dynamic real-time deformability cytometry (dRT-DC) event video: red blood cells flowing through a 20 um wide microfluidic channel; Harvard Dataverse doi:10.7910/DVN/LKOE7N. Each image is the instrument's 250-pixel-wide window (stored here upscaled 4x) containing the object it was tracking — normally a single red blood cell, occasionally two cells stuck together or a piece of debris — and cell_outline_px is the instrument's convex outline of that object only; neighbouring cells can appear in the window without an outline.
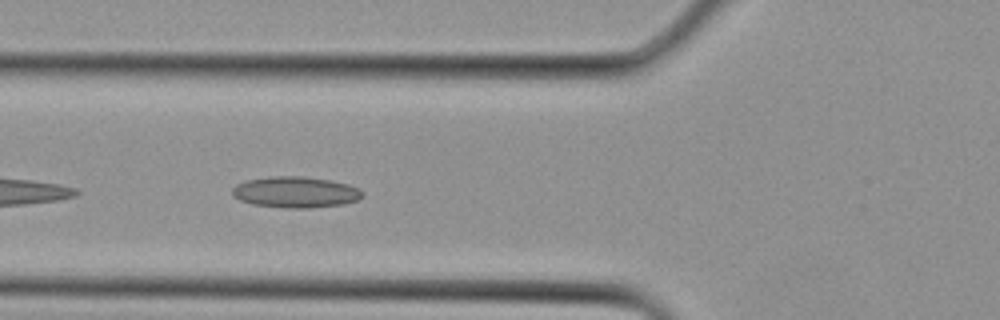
{"species": "Egyptian fruit bat (a non-hibernating species)", "species_latin": "Rousettus aegyptiacus", "temperature_condition": "cold", "stored_images_in_passage": 19, "camera_frame_rate_fps": 3000, "um_per_image_px": 0.085, "animal": {"sex": "female"}, "frame": {"image": 1, "passage_image": 3, "time_ms": 0.667, "image_size_px": [1000, 320], "cell_outline_px": [[364, 196], [356, 200], [344, 204], [308, 208], [284, 208], [252, 204], [240, 200], [232, 196], [232, 188], [236, 184], [248, 180], [272, 176], [300, 176], [332, 180], [348, 184], [360, 188], [364, 192]], "centroid_in_image_um": [25.14, 16.33], "position_along_channel_um": 100.7, "area_um2": 23.76}}
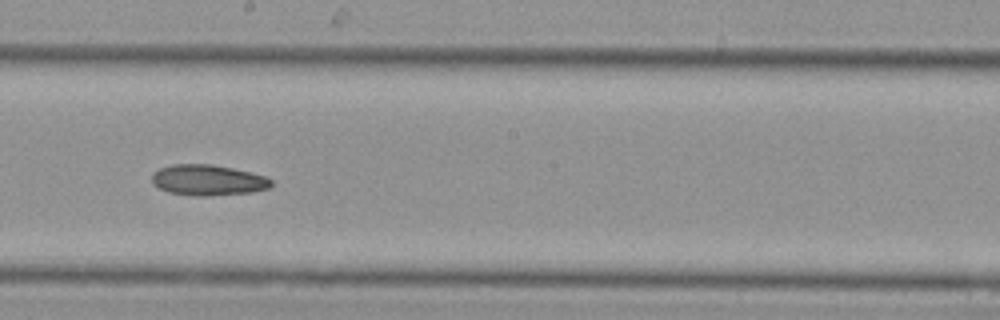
{"frame": {"image": 2, "passage_image": 9, "time_ms": 2.667, "image_size_px": [1000, 320], "cell_outline_px": [[272, 184], [268, 188], [252, 192], [208, 196], [200, 196], [168, 192], [152, 184], [152, 172], [160, 168], [172, 164], [212, 164], [232, 168], [264, 176], [272, 180]], "centroid_in_image_um": [17.64, 15.3], "position_along_channel_um": 230.6, "area_um2": 21.27}}
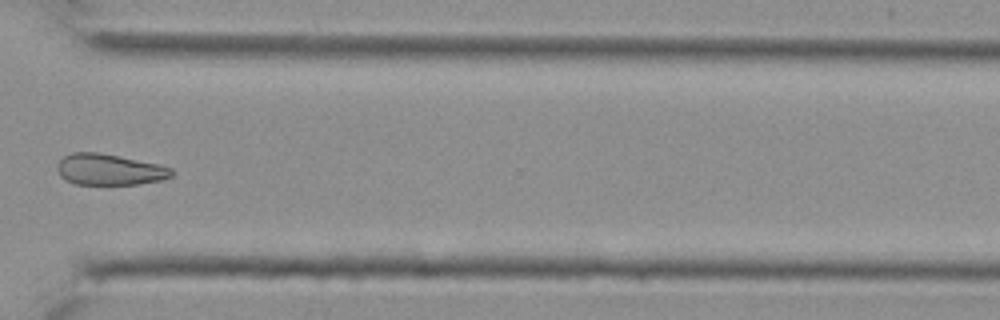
{"frame": {"image": 3, "passage_image": 15, "time_ms": 4.667, "image_size_px": [1000, 320], "cell_outline_px": [[172, 176], [160, 180], [140, 184], [76, 184], [64, 180], [60, 176], [56, 168], [56, 164], [64, 156], [72, 152], [96, 152], [160, 164], [172, 168]], "centroid_in_image_um": [9.27, 14.41], "position_along_channel_um": 361.3, "area_um2": 20.75}}